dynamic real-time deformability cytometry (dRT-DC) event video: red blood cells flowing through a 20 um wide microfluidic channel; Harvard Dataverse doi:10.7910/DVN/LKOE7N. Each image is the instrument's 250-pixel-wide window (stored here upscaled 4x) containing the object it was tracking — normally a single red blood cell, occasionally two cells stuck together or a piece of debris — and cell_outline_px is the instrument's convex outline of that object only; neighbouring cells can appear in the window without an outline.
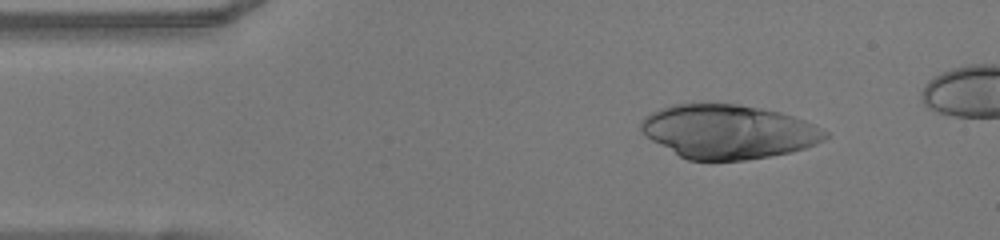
{"species": "human", "species_latin": "Homo sapiens", "temperature_condition": "warm", "stored_images_in_passage": 44, "camera_frame_rate_fps": 3000, "um_per_image_px": 0.085, "donor": {"sex": "female"}, "frame": {"image": 1, "passage_image": 6, "time_ms": 1.667, "image_size_px": [1000, 240], "cell_outline_px": [[828, 136], [824, 140], [816, 144], [792, 152], [744, 160], [688, 160], [680, 156], [644, 136], [640, 132], [640, 120], [644, 116], [660, 108], [672, 104], [740, 104], [780, 112], [804, 120], [828, 132]], "centroid_in_image_um": [61.87, 11.18], "position_along_channel_um": 23.1, "area_um2": 57.86}}
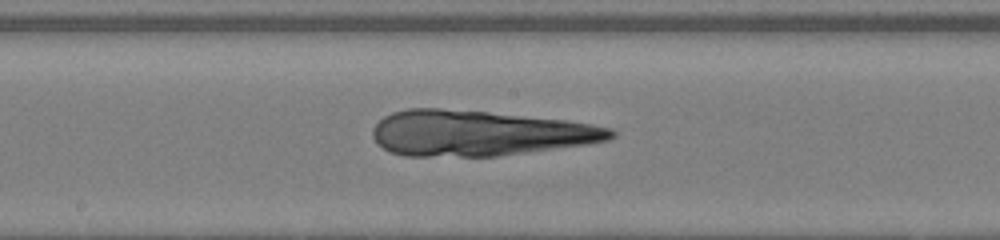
{"frame": {"image": 2, "passage_image": 24, "time_ms": 7.667, "image_size_px": [1000, 240], "cell_outline_px": [[616, 136], [608, 140], [588, 144], [496, 156], [404, 156], [392, 152], [384, 148], [372, 136], [372, 128], [384, 116], [392, 112], [408, 108], [440, 108], [488, 112], [568, 120], [592, 124], [612, 128], [616, 132]], "centroid_in_image_um": [40.73, 11.31], "position_along_channel_um": 207.5, "area_um2": 63.06}}
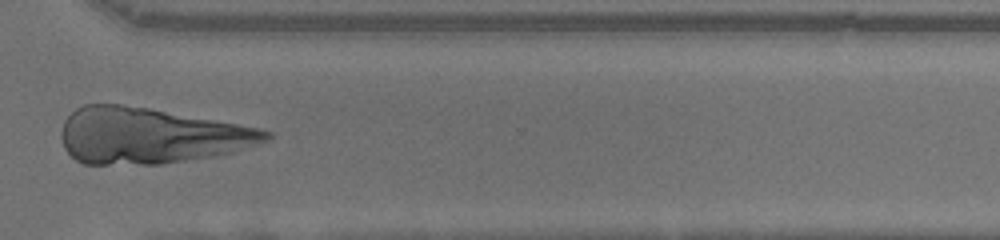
{"frame": {"image": 3, "passage_image": 35, "time_ms": 11.333, "image_size_px": [1000, 240], "cell_outline_px": [[272, 140], [232, 152], [216, 156], [160, 164], [84, 164], [76, 160], [64, 148], [60, 136], [60, 132], [64, 120], [76, 108], [84, 104], [120, 104], [148, 108], [260, 128], [272, 132]], "centroid_in_image_um": [12.77, 11.54], "position_along_channel_um": 357.8, "area_um2": 66.7}}